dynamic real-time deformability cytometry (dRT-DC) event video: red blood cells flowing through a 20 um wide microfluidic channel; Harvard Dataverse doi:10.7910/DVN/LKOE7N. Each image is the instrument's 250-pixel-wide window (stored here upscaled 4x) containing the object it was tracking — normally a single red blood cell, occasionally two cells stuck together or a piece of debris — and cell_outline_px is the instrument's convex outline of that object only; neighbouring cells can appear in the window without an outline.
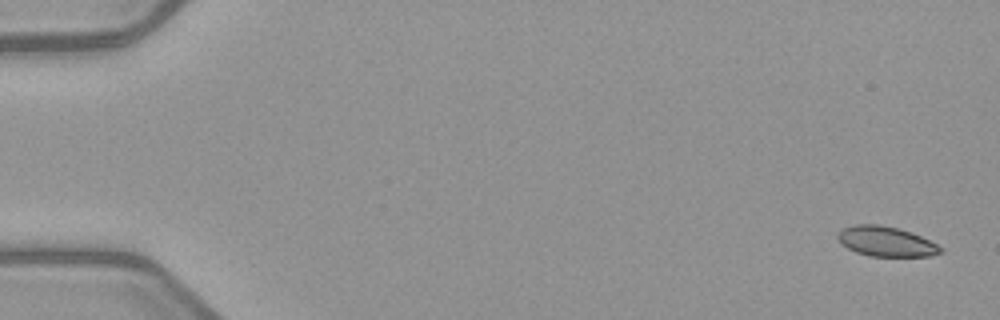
{"species": "common noctule bat (a hibernating species)", "species_latin": "Nyctalus noctula", "temperature_condition": "warm", "stored_images_in_passage": 6, "camera_frame_rate_fps": 3000, "um_per_image_px": 0.085, "animal": {"sex": "female", "body_mass_g": 21.9}, "frame": {"image": 1, "passage_image": 1, "time_ms": 0.0, "image_size_px": [1000, 320], "cell_outline_px": [[944, 252], [932, 256], [868, 256], [856, 252], [848, 248], [836, 236], [844, 228], [856, 224], [880, 224], [912, 232], [944, 248]], "centroid_in_image_um": [75.36, 20.53], "position_along_channel_um": 9.6, "area_um2": 17.8}}
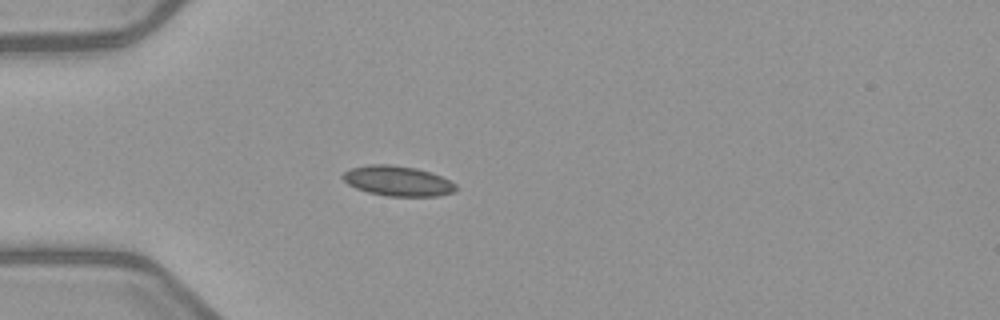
{"frame": {"image": 2, "passage_image": 4, "time_ms": 4.667, "image_size_px": [1000, 320], "cell_outline_px": [[456, 188], [452, 192], [436, 196], [388, 196], [368, 192], [356, 188], [348, 184], [340, 176], [344, 172], [352, 168], [368, 164], [392, 164], [416, 168], [432, 172], [456, 184]], "centroid_in_image_um": [33.77, 15.37], "position_along_channel_um": 51.2, "area_um2": 19.77}}
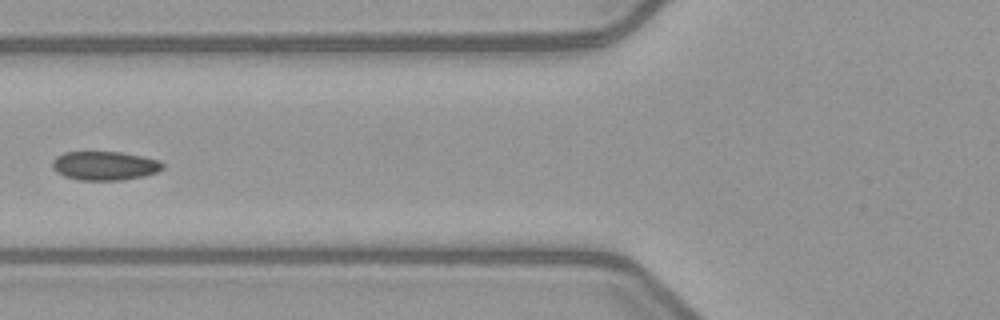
{"frame": {"image": 3, "passage_image": 6, "time_ms": 6.667, "image_size_px": [1000, 320], "cell_outline_px": [[164, 168], [156, 172], [144, 176], [120, 180], [80, 180], [64, 176], [56, 172], [52, 168], [52, 160], [56, 156], [64, 152], [120, 152], [160, 160], [164, 164]], "centroid_in_image_um": [8.88, 14.09], "position_along_channel_um": 116.9, "area_um2": 18.61}}